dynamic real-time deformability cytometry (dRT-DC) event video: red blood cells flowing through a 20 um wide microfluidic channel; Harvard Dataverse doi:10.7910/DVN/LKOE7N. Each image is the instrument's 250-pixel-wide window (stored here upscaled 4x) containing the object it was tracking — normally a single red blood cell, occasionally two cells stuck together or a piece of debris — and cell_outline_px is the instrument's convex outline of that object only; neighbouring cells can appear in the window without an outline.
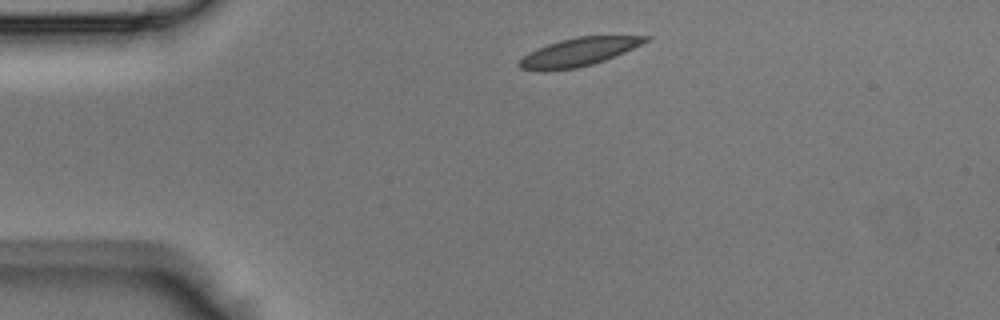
{"species": "Egyptian fruit bat (a non-hibernating species)", "species_latin": "Rousettus aegyptiacus", "temperature_condition": "room temperature", "stored_images_in_passage": 36, "camera_frame_rate_fps": 3000, "um_per_image_px": 0.085, "animal": {"sex": "male"}, "frame": {"image": 1, "passage_image": 1, "time_ms": 0.0, "image_size_px": [1000, 320], "cell_outline_px": [[652, 36], [648, 40], [624, 52], [604, 60], [592, 64], [576, 68], [544, 72], [520, 68], [516, 64], [528, 52], [536, 48], [560, 40], [576, 36]], "centroid_in_image_um": [49.11, 4.43], "position_along_channel_um": 35.9, "area_um2": 20.69}}
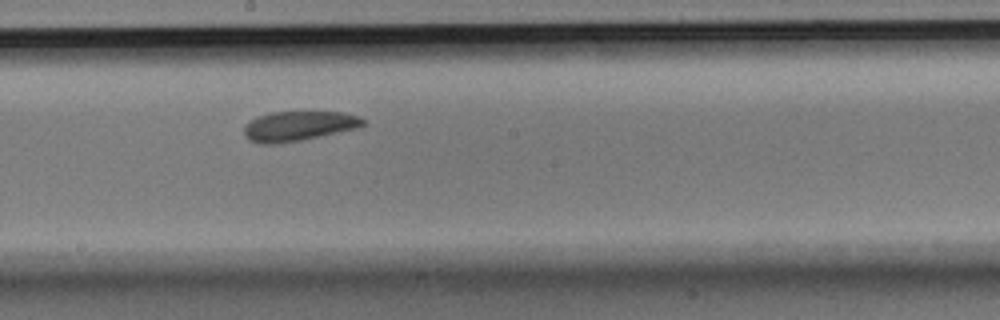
{"frame": {"image": 2, "passage_image": 16, "time_ms": 5.0, "image_size_px": [1000, 320], "cell_outline_px": [[364, 124], [356, 128], [300, 140], [276, 144], [260, 144], [248, 140], [244, 136], [244, 128], [248, 120], [256, 116], [268, 112], [344, 112], [360, 116], [364, 120]], "centroid_in_image_um": [25.3, 10.7], "position_along_channel_um": 222.9, "area_um2": 20.69}}
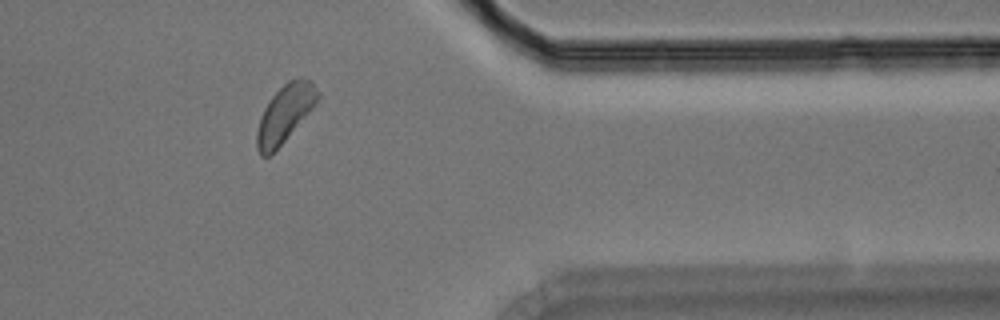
{"frame": {"image": 3, "passage_image": 28, "time_ms": 9.0, "image_size_px": [1000, 320], "cell_outline_px": [[320, 96], [312, 108], [284, 140], [268, 156], [260, 156], [256, 148], [256, 132], [260, 116], [264, 108], [272, 96], [288, 80], [300, 76], [312, 80], [320, 92]], "centroid_in_image_um": [24.21, 9.61], "position_along_channel_um": 387.2, "area_um2": 20.11}}